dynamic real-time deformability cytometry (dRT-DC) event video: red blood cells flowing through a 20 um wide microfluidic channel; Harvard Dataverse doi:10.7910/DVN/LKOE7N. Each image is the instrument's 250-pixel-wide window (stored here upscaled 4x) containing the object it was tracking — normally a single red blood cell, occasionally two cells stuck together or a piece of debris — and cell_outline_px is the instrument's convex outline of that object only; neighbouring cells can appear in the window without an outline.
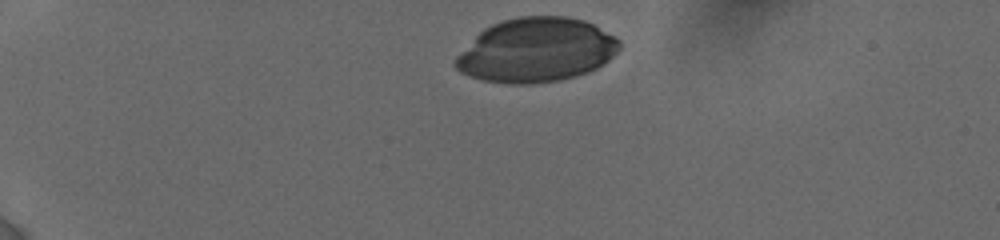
{"species": "human", "species_latin": "Homo sapiens", "temperature_condition": "cold", "stored_images_in_passage": 4, "camera_frame_rate_fps": 3000, "um_per_image_px": 0.085, "donor": {"sex": "female"}, "frame": {"image": 1, "passage_image": 1, "time_ms": 0.0, "image_size_px": [1000, 240], "cell_outline_px": [[620, 48], [604, 64], [588, 72], [576, 76], [560, 80], [532, 84], [508, 84], [480, 80], [468, 76], [460, 72], [452, 64], [452, 60], [484, 28], [500, 20], [520, 16], [568, 16], [584, 20], [592, 24], [620, 40]], "centroid_in_image_um": [45.54, 4.27], "position_along_channel_um": 39.5, "area_um2": 61.56}}